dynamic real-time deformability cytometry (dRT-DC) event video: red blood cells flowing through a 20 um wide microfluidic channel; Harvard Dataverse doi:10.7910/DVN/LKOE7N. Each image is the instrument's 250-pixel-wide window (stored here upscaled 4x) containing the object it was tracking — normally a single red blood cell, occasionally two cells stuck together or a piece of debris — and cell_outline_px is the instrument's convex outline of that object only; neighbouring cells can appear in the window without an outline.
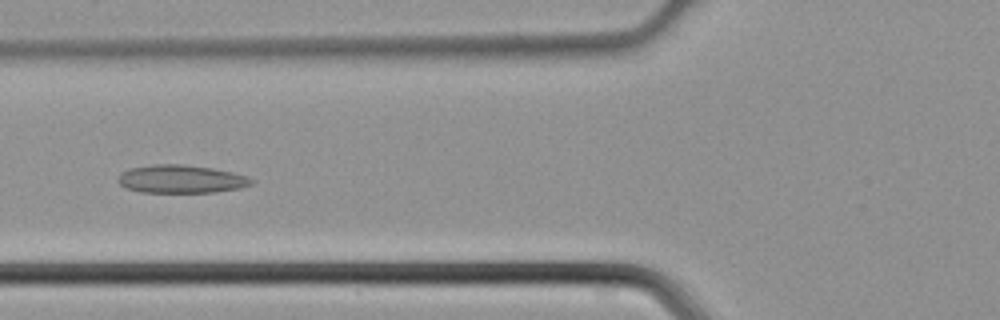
{"species": "common noctule bat (a hibernating species)", "species_latin": "Nyctalus noctula", "temperature_condition": "cold", "stored_images_in_passage": 45, "camera_frame_rate_fps": 3000, "um_per_image_px": 0.085, "animal": {"sex": "male", "body_mass_g": 21.5, "forearm_length_mm": 52.0}, "frame": {"image": 1, "passage_image": 17, "time_ms": 5.333, "image_size_px": [1000, 320], "cell_outline_px": [[256, 180], [252, 184], [240, 188], [212, 192], [140, 192], [124, 188], [116, 180], [124, 172], [132, 168], [152, 164], [180, 164], [212, 168], [232, 172], [248, 176]], "centroid_in_image_um": [15.42, 15.22], "position_along_channel_um": 110.4, "area_um2": 21.79}}
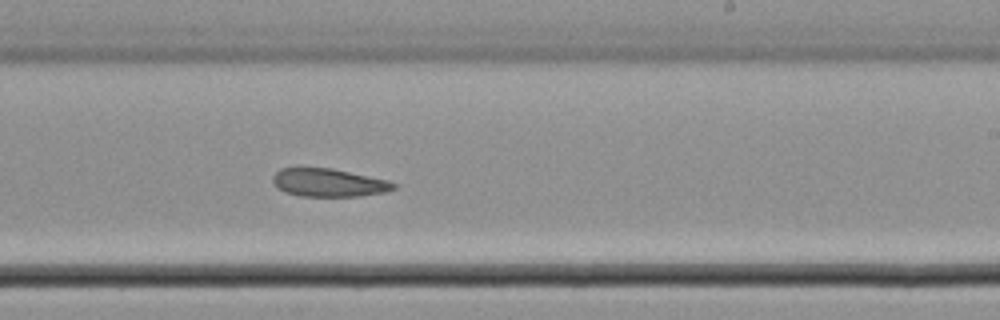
{"frame": {"image": 2, "passage_image": 27, "time_ms": 8.667, "image_size_px": [1000, 320], "cell_outline_px": [[396, 188], [384, 192], [360, 196], [300, 196], [276, 188], [272, 180], [272, 176], [280, 168], [332, 168], [388, 180], [396, 184]], "centroid_in_image_um": [27.93, 15.52], "position_along_channel_um": 261.1, "area_um2": 19.71}}
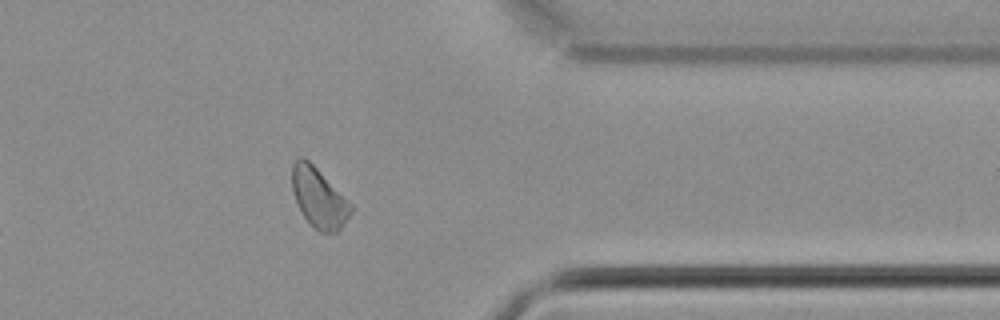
{"frame": {"image": 3, "passage_image": 36, "time_ms": 11.667, "image_size_px": [1000, 320], "cell_outline_px": [[352, 212], [344, 224], [336, 232], [320, 232], [304, 216], [296, 200], [292, 188], [292, 164], [300, 156], [304, 156], [352, 204]], "centroid_in_image_um": [27.1, 16.8], "position_along_channel_um": 384.3, "area_um2": 19.94}}